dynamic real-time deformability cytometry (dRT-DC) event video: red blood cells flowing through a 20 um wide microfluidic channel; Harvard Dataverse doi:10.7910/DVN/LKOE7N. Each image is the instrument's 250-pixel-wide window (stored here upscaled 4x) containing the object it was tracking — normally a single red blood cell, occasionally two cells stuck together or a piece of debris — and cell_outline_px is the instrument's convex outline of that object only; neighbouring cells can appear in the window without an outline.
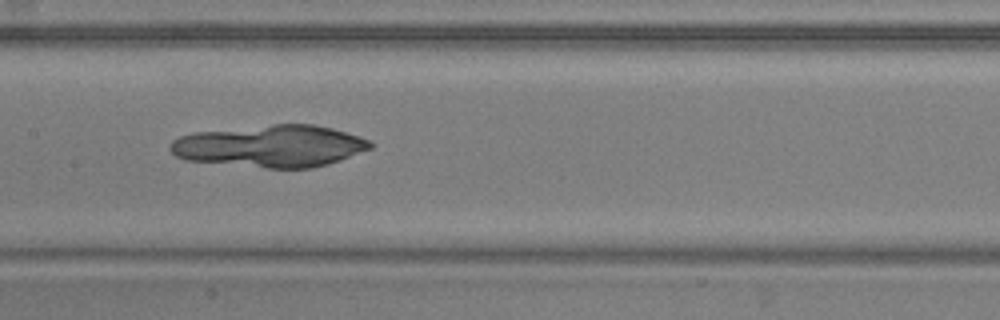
{"species": "common noctule bat (a hibernating species)", "species_latin": "Nyctalus noctula", "temperature_condition": "warm", "stored_images_in_passage": 35, "camera_frame_rate_fps": 3000, "um_per_image_px": 0.085, "animal": {"sex": "male", "body_mass_g": 20.5, "forearm_length_mm": 52.5}, "frame": {"image": 1, "passage_image": 12, "time_ms": 3.667, "image_size_px": [1000, 320], "cell_outline_px": [[372, 148], [340, 160], [328, 164], [312, 168], [268, 168], [184, 160], [176, 156], [168, 148], [172, 140], [180, 136], [196, 132], [272, 124], [312, 124], [332, 128], [368, 140], [372, 144]], "centroid_in_image_um": [22.96, 12.42], "position_along_channel_um": 184.4, "area_um2": 48.78}}
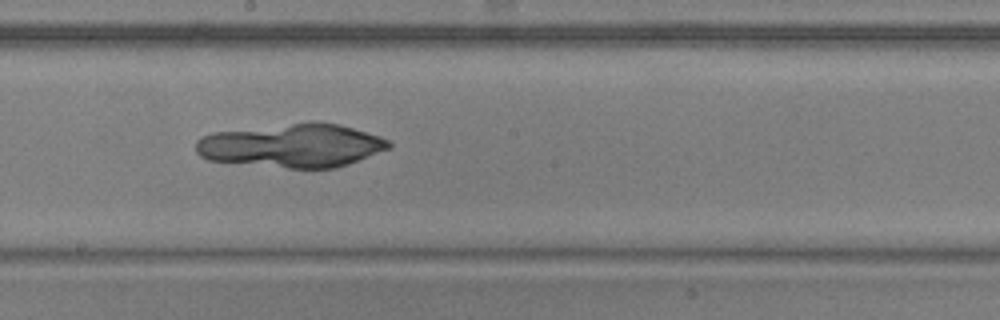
{"frame": {"image": 2, "passage_image": 15, "time_ms": 4.667, "image_size_px": [1000, 320], "cell_outline_px": [[392, 148], [348, 164], [336, 168], [288, 168], [208, 160], [200, 156], [196, 152], [196, 140], [200, 136], [212, 132], [292, 124], [340, 124], [380, 136], [388, 140], [392, 144]], "centroid_in_image_um": [24.82, 12.4], "position_along_channel_um": 223.4, "area_um2": 48.38}}
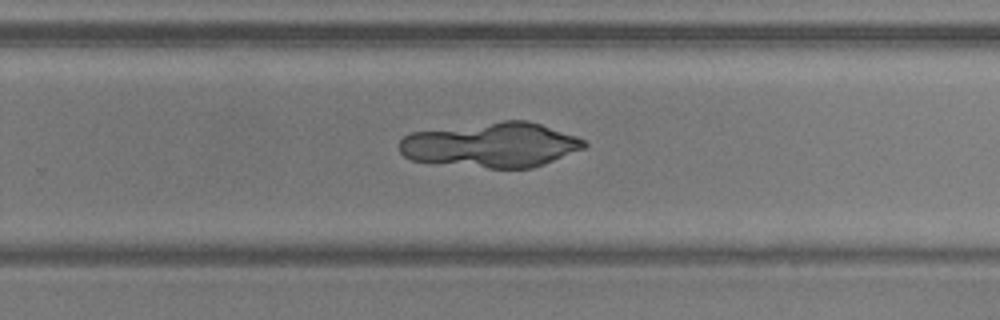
{"frame": {"image": 3, "passage_image": 20, "time_ms": 6.333, "image_size_px": [1000, 320], "cell_outline_px": [[588, 144], [584, 148], [544, 164], [532, 168], [488, 168], [412, 160], [404, 156], [400, 152], [400, 140], [408, 132], [504, 120], [528, 120], [576, 136], [584, 140]], "centroid_in_image_um": [41.75, 12.31], "position_along_channel_um": 288.0, "area_um2": 48.21}}